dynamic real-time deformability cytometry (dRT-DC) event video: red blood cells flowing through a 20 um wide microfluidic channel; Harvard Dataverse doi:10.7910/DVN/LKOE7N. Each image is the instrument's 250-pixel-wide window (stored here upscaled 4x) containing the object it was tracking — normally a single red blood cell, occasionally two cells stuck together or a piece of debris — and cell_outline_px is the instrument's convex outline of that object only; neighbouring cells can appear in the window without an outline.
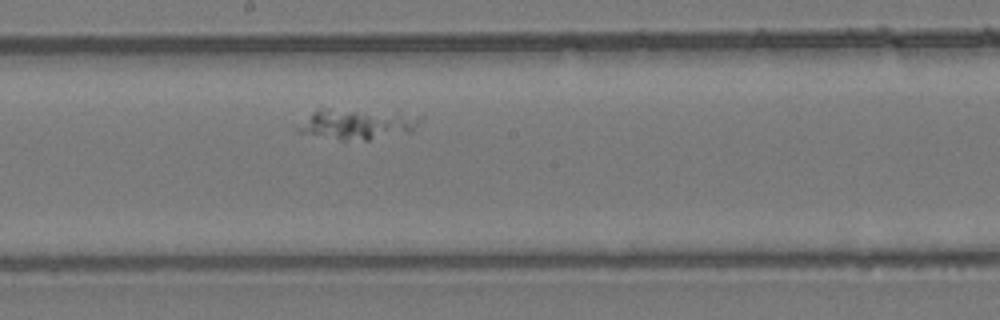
{"species": "common noctule bat (a hibernating species)", "species_latin": "Nyctalus noctula", "temperature_condition": "room temperature", "stored_images_in_passage": 44, "segment_of_instrument_passage": [2, 3], "camera_frame_rate_fps": 3000, "um_per_image_px": 0.085, "animal": {"sex": "female", "body_mass_g": 24.6, "forearm_length_mm": 56.2}, "frame": {"image": 1, "passage_image": 19, "time_ms": 6.0, "image_size_px": [1000, 320], "cell_outline_px": [[424, 120], [412, 132], [368, 140], [340, 140], [296, 132], [296, 128], [320, 104], [424, 116]], "centroid_in_image_um": [30.33, 10.49], "position_along_channel_um": 217.9, "area_um2": 22.95}}